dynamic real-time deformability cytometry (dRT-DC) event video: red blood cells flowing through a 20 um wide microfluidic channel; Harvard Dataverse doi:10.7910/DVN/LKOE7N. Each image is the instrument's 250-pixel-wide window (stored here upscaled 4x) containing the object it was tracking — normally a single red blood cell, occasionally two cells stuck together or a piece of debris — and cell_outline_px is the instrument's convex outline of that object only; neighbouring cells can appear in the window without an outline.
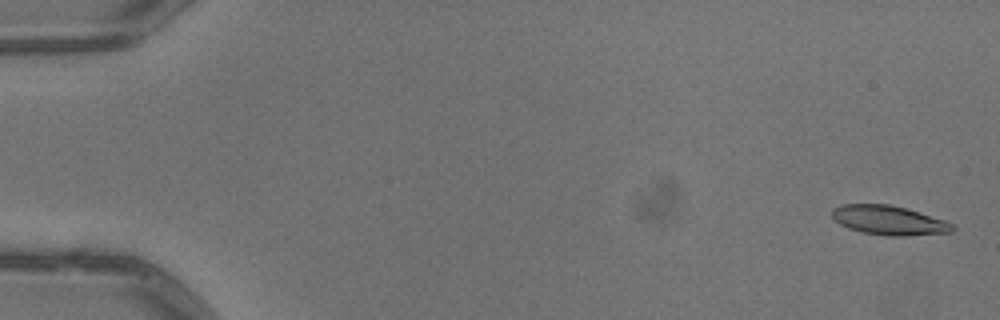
{"species": "common noctule bat (a hibernating species)", "species_latin": "Nyctalus noctula", "temperature_condition": "warm", "stored_images_in_passage": 4, "camera_frame_rate_fps": 3000, "um_per_image_px": 0.085, "animal": {"sex": "male", "body_mass_g": 13.3}, "frame": {"image": 1, "passage_image": 1, "time_ms": 0.0, "image_size_px": [1000, 320], "cell_outline_px": [[956, 228], [952, 232], [904, 236], [888, 236], [860, 232], [848, 228], [840, 224], [832, 216], [832, 208], [840, 204], [888, 204], [904, 208], [944, 220], [952, 224]], "centroid_in_image_um": [75.52, 18.73], "position_along_channel_um": 9.5, "area_um2": 20.46}}